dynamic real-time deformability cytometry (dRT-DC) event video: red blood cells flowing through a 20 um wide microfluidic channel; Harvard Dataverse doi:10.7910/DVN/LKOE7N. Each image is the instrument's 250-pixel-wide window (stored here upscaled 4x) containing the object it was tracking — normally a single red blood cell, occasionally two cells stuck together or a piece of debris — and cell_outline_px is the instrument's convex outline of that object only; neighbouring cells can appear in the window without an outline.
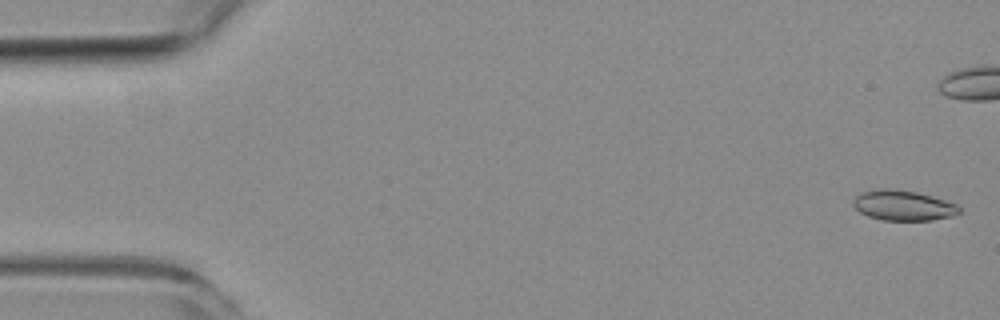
{"species": "common noctule bat (a hibernating species)", "species_latin": "Nyctalus noctula", "temperature_condition": "room temperature", "stored_images_in_passage": 11, "camera_frame_rate_fps": 3000, "um_per_image_px": 0.085, "animal": {"sex": "female", "body_mass_g": 19.3, "forearm_length_mm": 54.1}, "frame": {"image": 1, "passage_image": 1, "time_ms": 0.0, "image_size_px": [1000, 320], "cell_outline_px": [[960, 212], [952, 216], [932, 220], [880, 220], [868, 216], [860, 212], [852, 204], [852, 200], [860, 192], [884, 188], [888, 188], [916, 192], [932, 196], [956, 204], [960, 208]], "centroid_in_image_um": [76.74, 17.46], "position_along_channel_um": 8.3, "area_um2": 18.61}}
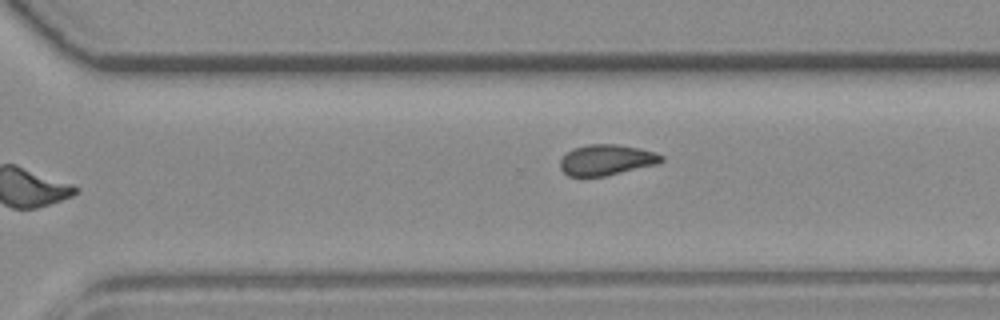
{"frame": {"image": 2, "passage_image": 11, "time_ms": 13.333, "image_size_px": [1000, 320], "cell_outline_px": [[664, 160], [660, 164], [604, 176], [568, 176], [560, 168], [560, 160], [568, 152], [576, 148], [588, 144], [616, 144], [640, 148], [656, 152], [664, 156]], "centroid_in_image_um": [51.61, 13.59], "position_along_channel_um": 319.0, "area_um2": 18.15}}